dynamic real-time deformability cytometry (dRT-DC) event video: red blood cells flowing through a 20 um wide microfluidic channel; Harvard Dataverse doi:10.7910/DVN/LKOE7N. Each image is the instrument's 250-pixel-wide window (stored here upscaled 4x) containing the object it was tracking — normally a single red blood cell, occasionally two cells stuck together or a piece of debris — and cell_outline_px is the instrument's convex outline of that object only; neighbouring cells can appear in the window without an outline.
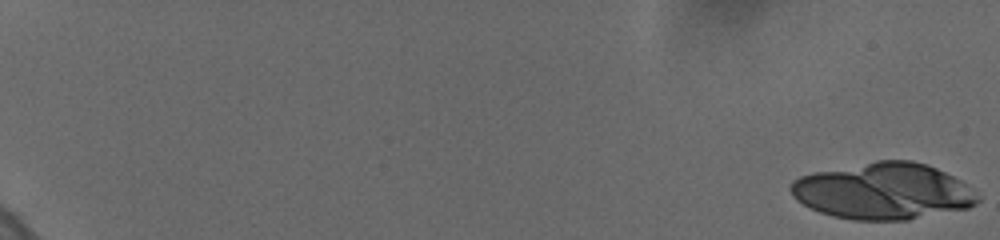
{"species": "human", "species_latin": "Homo sapiens", "temperature_condition": "cold", "stored_images_in_passage": 23, "camera_frame_rate_fps": 3000, "um_per_image_px": 0.085, "donor": {"sex": "female"}, "frame": {"image": 1, "passage_image": 1, "time_ms": 0.0, "image_size_px": [1000, 240], "cell_outline_px": [[980, 200], [976, 204], [968, 208], [908, 220], [852, 220], [832, 216], [820, 212], [796, 200], [792, 196], [788, 188], [788, 184], [792, 180], [800, 176], [816, 172], [876, 160], [912, 160], [928, 164], [960, 180], [980, 196]], "centroid_in_image_um": [75.06, 16.25], "position_along_channel_um": 9.9, "area_um2": 61.67}}